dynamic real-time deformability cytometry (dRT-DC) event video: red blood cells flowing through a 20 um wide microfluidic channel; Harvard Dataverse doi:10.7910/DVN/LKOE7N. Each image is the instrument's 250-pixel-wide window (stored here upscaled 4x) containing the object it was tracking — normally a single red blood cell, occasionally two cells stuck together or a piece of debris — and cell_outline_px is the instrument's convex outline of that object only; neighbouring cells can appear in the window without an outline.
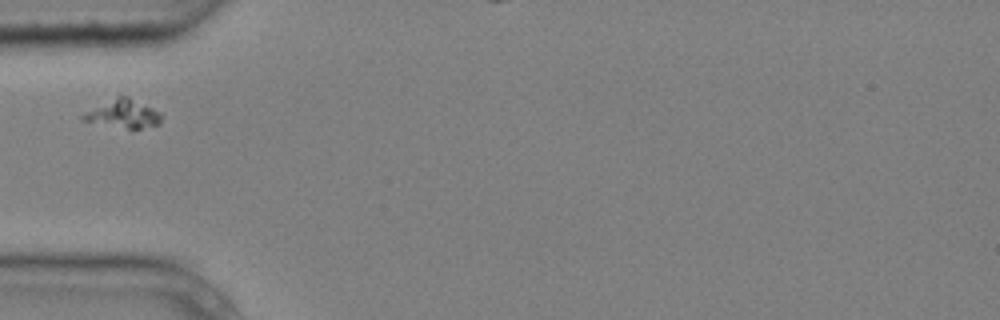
{"species": "common noctule bat (a hibernating species)", "species_latin": "Nyctalus noctula", "temperature_condition": "cold", "stored_images_in_passage": 9, "camera_frame_rate_fps": 3000, "um_per_image_px": 0.085, "animal": {"sex": "male", "body_mass_g": 20.4}, "frame": {"image": 1, "passage_image": 1, "time_ms": 0.0, "image_size_px": [1000, 320], "cell_outline_px": [[160, 124], [140, 128], [128, 128], [80, 120], [80, 116], [116, 96], [128, 96], [160, 112]], "centroid_in_image_um": [10.49, 9.67], "position_along_channel_um": 74.5, "area_um2": 12.37}}